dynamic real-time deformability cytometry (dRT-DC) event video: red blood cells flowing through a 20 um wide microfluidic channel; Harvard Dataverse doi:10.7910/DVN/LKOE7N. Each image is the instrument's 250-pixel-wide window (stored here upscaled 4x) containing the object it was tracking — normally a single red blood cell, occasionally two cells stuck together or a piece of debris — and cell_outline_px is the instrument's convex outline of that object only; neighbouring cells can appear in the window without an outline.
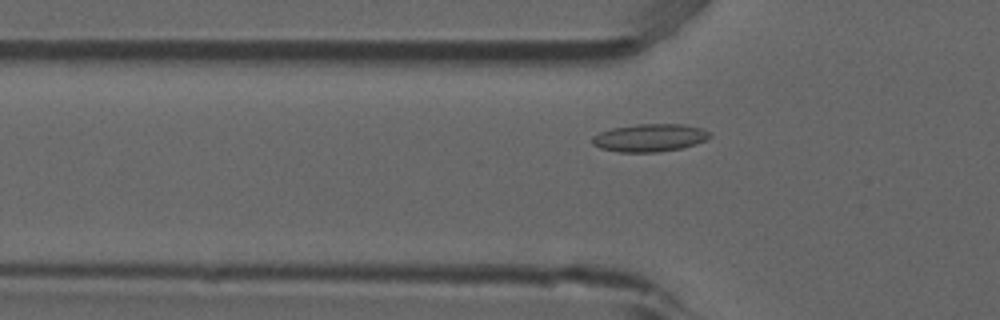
{"species": "common noctule bat (a hibernating species)", "species_latin": "Nyctalus noctula", "temperature_condition": "room temperature", "stored_images_in_passage": 50, "camera_frame_rate_fps": 3000, "um_per_image_px": 0.085, "animal": {"sex": "male", "forearm_length_mm": 52.5}, "frame": {"image": 1, "passage_image": 14, "time_ms": 4.333, "image_size_px": [1000, 320], "cell_outline_px": [[712, 136], [696, 144], [680, 148], [656, 152], [620, 152], [600, 148], [592, 144], [592, 136], [600, 132], [612, 128], [636, 124], [684, 124], [700, 128], [712, 132]], "centroid_in_image_um": [55.23, 11.7], "position_along_channel_um": 70.6, "area_um2": 19.02}}
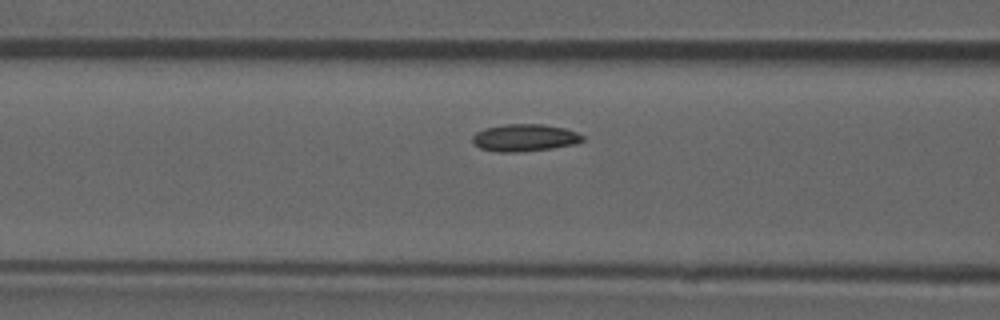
{"frame": {"image": 2, "passage_image": 18, "time_ms": 5.667, "image_size_px": [1000, 320], "cell_outline_px": [[584, 140], [572, 144], [552, 148], [516, 152], [500, 152], [480, 148], [472, 144], [472, 136], [476, 132], [484, 128], [504, 124], [544, 124], [564, 128], [576, 132], [584, 136]], "centroid_in_image_um": [44.55, 11.7], "position_along_channel_um": 122.1, "area_um2": 17.46}}
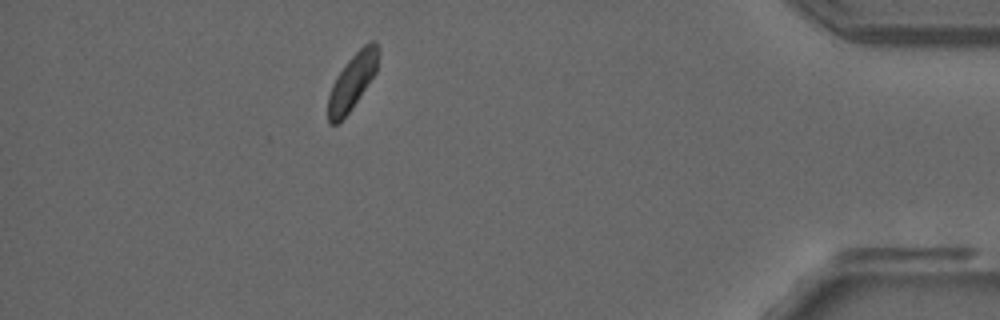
{"frame": {"image": 3, "passage_image": 44, "time_ms": 14.333, "image_size_px": [1000, 320], "cell_outline_px": [[380, 48], [376, 72], [352, 108], [336, 124], [328, 124], [328, 96], [332, 84], [336, 76], [344, 64], [364, 44], [372, 40], [376, 40]], "centroid_in_image_um": [29.95, 6.89], "position_along_channel_um": 405.2, "area_um2": 16.3}, "authors_computed_cell_mechanics": {"area_um2": 16.9354, "velocity_mm_per_s": 3.8449, "shape_relaxation_time_tau1_ms": 2.8395, "shape_relaxation_time_tau2_ms": 7.0095, "deformation_change_tau1": 0.0604, "deformation_change_tau2": 0.0964}}